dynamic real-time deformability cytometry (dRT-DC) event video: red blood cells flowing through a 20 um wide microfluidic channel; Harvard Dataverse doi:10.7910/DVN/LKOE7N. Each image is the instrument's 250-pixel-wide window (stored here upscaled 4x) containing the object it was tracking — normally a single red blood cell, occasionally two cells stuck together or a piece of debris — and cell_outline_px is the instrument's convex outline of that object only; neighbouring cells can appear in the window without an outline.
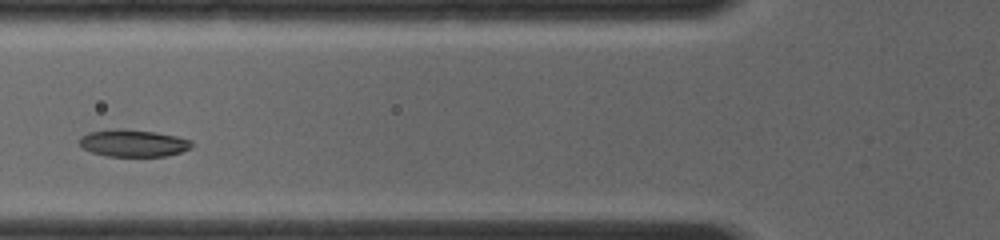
{"species": "common noctule bat (a hibernating species)", "species_latin": "Nyctalus noctula", "temperature_condition": "room temperature", "stored_images_in_passage": 34, "camera_frame_rate_fps": 4000, "um_per_image_px": 0.085, "animal": {"sex": "female", "body_mass_g": 19.0, "forearm_length_mm": 56.7}, "frame": {"image": 1, "passage_image": 9, "time_ms": 2.75, "image_size_px": [1000, 240], "cell_outline_px": [[192, 144], [188, 148], [180, 152], [164, 156], [108, 156], [92, 152], [84, 148], [80, 144], [80, 136], [88, 132], [112, 128], [120, 128], [156, 132], [176, 136], [192, 140]], "centroid_in_image_um": [11.29, 12.15], "position_along_channel_um": 114.5, "area_um2": 17.69}}
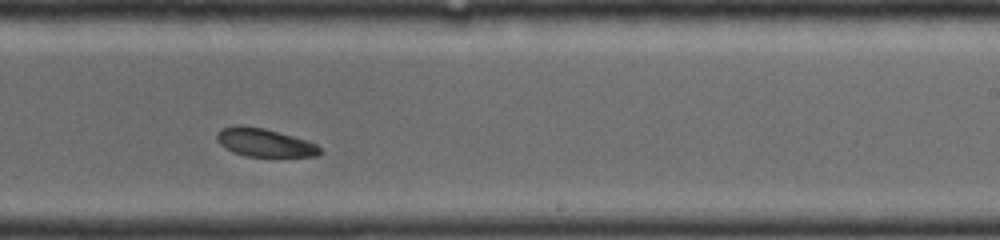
{"frame": {"image": 2, "passage_image": 20, "time_ms": 6.25, "image_size_px": [1000, 240], "cell_outline_px": [[324, 152], [316, 156], [244, 156], [232, 152], [220, 144], [216, 140], [216, 132], [220, 128], [236, 124], [240, 124], [264, 128], [308, 140], [316, 144]], "centroid_in_image_um": [22.45, 12.1], "position_along_channel_um": 266.6, "area_um2": 17.22}}
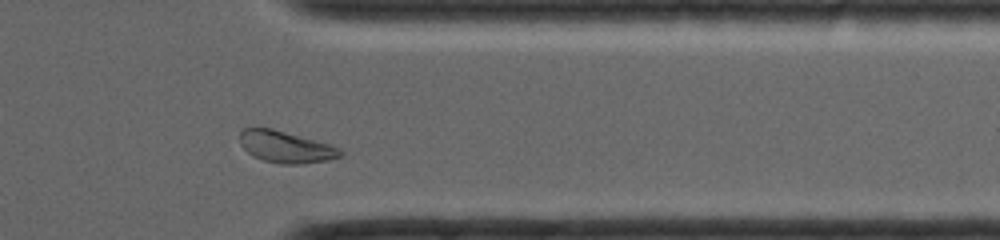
{"frame": {"image": 3, "passage_image": 30, "time_ms": 9.0, "image_size_px": [1000, 240], "cell_outline_px": [[344, 156], [328, 160], [300, 164], [280, 164], [264, 160], [252, 156], [240, 144], [240, 132], [244, 128], [272, 128], [328, 144], [340, 148], [344, 152]], "centroid_in_image_um": [24.3, 12.5], "position_along_channel_um": 387.1, "area_um2": 18.5}}